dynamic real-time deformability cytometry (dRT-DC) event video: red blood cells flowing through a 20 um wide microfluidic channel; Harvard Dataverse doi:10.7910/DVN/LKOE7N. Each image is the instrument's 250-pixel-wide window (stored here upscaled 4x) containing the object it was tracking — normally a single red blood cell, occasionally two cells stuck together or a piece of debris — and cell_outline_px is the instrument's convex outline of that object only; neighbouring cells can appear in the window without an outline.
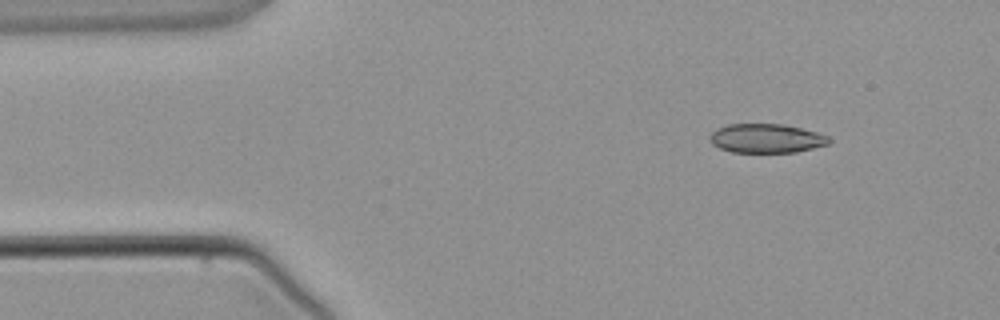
{"species": "common noctule bat (a hibernating species)", "species_latin": "Nyctalus noctula", "temperature_condition": "warm", "stored_images_in_passage": 4, "segment_of_instrument_passage": [2, 2], "camera_frame_rate_fps": 3000, "um_per_image_px": 0.085, "animal": {"sex": "male", "body_mass_g": 21.5, "forearm_length_mm": 52.0}, "frame": {"image": 1, "passage_image": 4, "time_ms": 3.667, "image_size_px": [1000, 320], "cell_outline_px": [[832, 140], [828, 144], [796, 152], [732, 152], [720, 148], [712, 144], [708, 136], [716, 128], [728, 124], [784, 124], [816, 132], [828, 136]], "centroid_in_image_um": [65.11, 11.76], "position_along_channel_um": 19.9, "area_um2": 20.17}}